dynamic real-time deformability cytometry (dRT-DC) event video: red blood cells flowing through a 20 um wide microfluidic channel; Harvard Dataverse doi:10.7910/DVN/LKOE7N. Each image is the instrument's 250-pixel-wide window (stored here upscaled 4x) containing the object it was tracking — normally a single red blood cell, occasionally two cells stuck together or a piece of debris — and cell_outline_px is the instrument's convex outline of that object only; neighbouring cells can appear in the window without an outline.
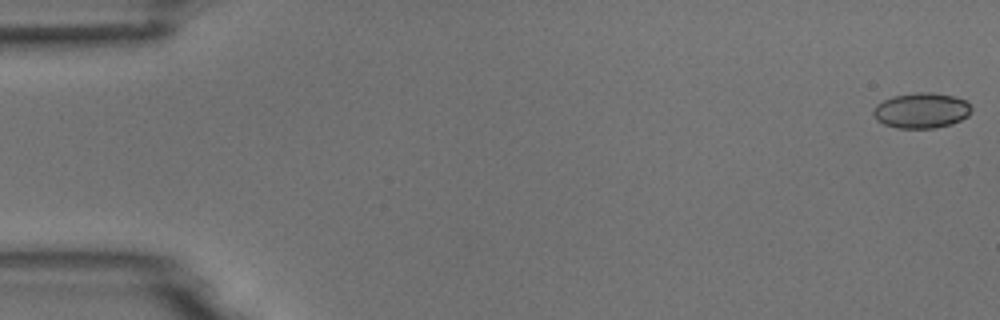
{"species": "common noctule bat (a hibernating species)", "species_latin": "Nyctalus noctula", "temperature_condition": "room temperature", "stored_images_in_passage": 54, "camera_frame_rate_fps": 3000, "um_per_image_px": 0.085, "animal": {"sex": "male", "body_mass_g": 18.8}, "frame": {"image": 1, "passage_image": 1, "time_ms": 0.0, "image_size_px": [1000, 320], "cell_outline_px": [[972, 112], [968, 116], [952, 124], [936, 128], [896, 128], [884, 124], [876, 120], [872, 112], [872, 108], [876, 104], [892, 96], [916, 92], [932, 92], [952, 96], [964, 100], [972, 108]], "centroid_in_image_um": [78.29, 9.39], "position_along_channel_um": 6.7, "area_um2": 20.4}}
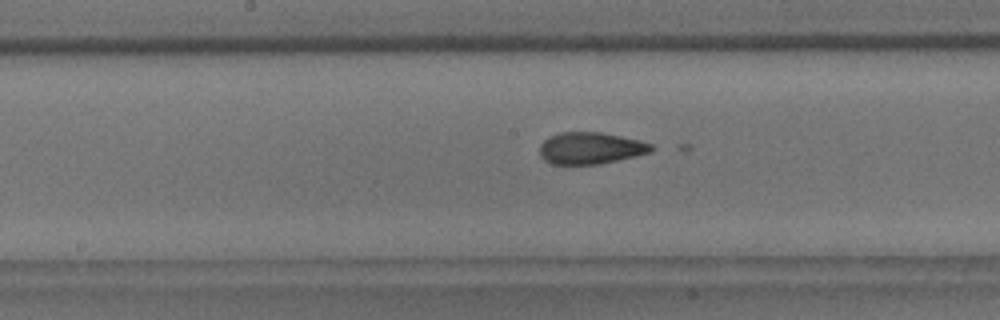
{"frame": {"image": 2, "passage_image": 28, "time_ms": 9.0, "image_size_px": [1000, 320], "cell_outline_px": [[660, 148], [652, 152], [636, 156], [600, 164], [552, 164], [544, 160], [540, 156], [540, 144], [544, 140], [560, 132], [600, 132], [640, 140], [652, 144]], "centroid_in_image_um": [50.26, 12.6], "position_along_channel_um": 197.9, "area_um2": 20.87}}
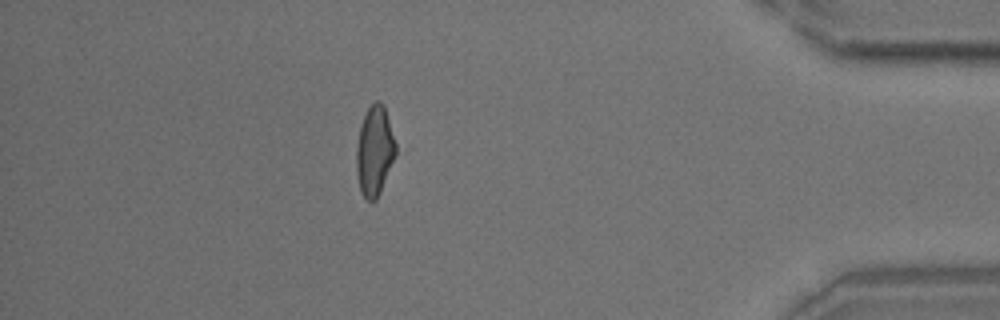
{"frame": {"image": 3, "passage_image": 48, "time_ms": 15.667, "image_size_px": [1000, 320], "cell_outline_px": [[396, 156], [380, 192], [376, 200], [368, 200], [364, 196], [360, 188], [356, 172], [356, 148], [360, 124], [368, 108], [376, 100], [380, 100], [384, 104], [396, 144]], "centroid_in_image_um": [31.84, 12.8], "position_along_channel_um": 403.4, "area_um2": 20.58}}